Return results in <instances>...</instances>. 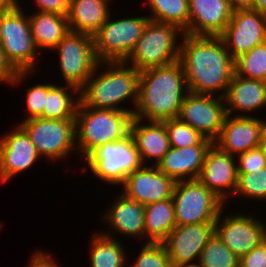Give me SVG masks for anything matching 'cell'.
I'll list each match as a JSON object with an SVG mask.
<instances>
[{
	"mask_svg": "<svg viewBox=\"0 0 266 267\" xmlns=\"http://www.w3.org/2000/svg\"><path fill=\"white\" fill-rule=\"evenodd\" d=\"M179 60L189 92L225 96L235 68L221 36L184 34Z\"/></svg>",
	"mask_w": 266,
	"mask_h": 267,
	"instance_id": "cell-1",
	"label": "cell"
},
{
	"mask_svg": "<svg viewBox=\"0 0 266 267\" xmlns=\"http://www.w3.org/2000/svg\"><path fill=\"white\" fill-rule=\"evenodd\" d=\"M189 93L180 60L140 72L138 101L134 117L144 121H165L178 117Z\"/></svg>",
	"mask_w": 266,
	"mask_h": 267,
	"instance_id": "cell-2",
	"label": "cell"
},
{
	"mask_svg": "<svg viewBox=\"0 0 266 267\" xmlns=\"http://www.w3.org/2000/svg\"><path fill=\"white\" fill-rule=\"evenodd\" d=\"M139 76L140 71L126 62H99L79 89L78 106L114 109L133 114L138 101ZM127 100H131L133 108L131 104L130 107L123 106Z\"/></svg>",
	"mask_w": 266,
	"mask_h": 267,
	"instance_id": "cell-3",
	"label": "cell"
},
{
	"mask_svg": "<svg viewBox=\"0 0 266 267\" xmlns=\"http://www.w3.org/2000/svg\"><path fill=\"white\" fill-rule=\"evenodd\" d=\"M134 115L114 109L78 106L75 116L76 148L85 160L99 146L131 134Z\"/></svg>",
	"mask_w": 266,
	"mask_h": 267,
	"instance_id": "cell-4",
	"label": "cell"
},
{
	"mask_svg": "<svg viewBox=\"0 0 266 267\" xmlns=\"http://www.w3.org/2000/svg\"><path fill=\"white\" fill-rule=\"evenodd\" d=\"M184 34L174 25L149 20L125 62L140 72L173 63L180 58Z\"/></svg>",
	"mask_w": 266,
	"mask_h": 267,
	"instance_id": "cell-5",
	"label": "cell"
},
{
	"mask_svg": "<svg viewBox=\"0 0 266 267\" xmlns=\"http://www.w3.org/2000/svg\"><path fill=\"white\" fill-rule=\"evenodd\" d=\"M21 1L17 9L0 13V47L17 71L36 72L41 52L32 38L29 10L21 6Z\"/></svg>",
	"mask_w": 266,
	"mask_h": 267,
	"instance_id": "cell-6",
	"label": "cell"
},
{
	"mask_svg": "<svg viewBox=\"0 0 266 267\" xmlns=\"http://www.w3.org/2000/svg\"><path fill=\"white\" fill-rule=\"evenodd\" d=\"M84 162L82 172L90 171L91 175L110 186H120L126 176L143 165L131 134L120 141L99 146Z\"/></svg>",
	"mask_w": 266,
	"mask_h": 267,
	"instance_id": "cell-7",
	"label": "cell"
},
{
	"mask_svg": "<svg viewBox=\"0 0 266 267\" xmlns=\"http://www.w3.org/2000/svg\"><path fill=\"white\" fill-rule=\"evenodd\" d=\"M111 14L93 36L95 53L99 62H125L150 18L147 15L119 16L114 20Z\"/></svg>",
	"mask_w": 266,
	"mask_h": 267,
	"instance_id": "cell-8",
	"label": "cell"
},
{
	"mask_svg": "<svg viewBox=\"0 0 266 267\" xmlns=\"http://www.w3.org/2000/svg\"><path fill=\"white\" fill-rule=\"evenodd\" d=\"M18 124L29 135L39 155L44 161L52 162L71 157L77 151L75 119L32 118ZM75 150V151H74Z\"/></svg>",
	"mask_w": 266,
	"mask_h": 267,
	"instance_id": "cell-9",
	"label": "cell"
},
{
	"mask_svg": "<svg viewBox=\"0 0 266 267\" xmlns=\"http://www.w3.org/2000/svg\"><path fill=\"white\" fill-rule=\"evenodd\" d=\"M172 199L176 226L216 222L226 206L198 179L176 182Z\"/></svg>",
	"mask_w": 266,
	"mask_h": 267,
	"instance_id": "cell-10",
	"label": "cell"
},
{
	"mask_svg": "<svg viewBox=\"0 0 266 267\" xmlns=\"http://www.w3.org/2000/svg\"><path fill=\"white\" fill-rule=\"evenodd\" d=\"M58 55V71L65 84L80 89L97 67V59L93 37L69 31L52 50Z\"/></svg>",
	"mask_w": 266,
	"mask_h": 267,
	"instance_id": "cell-11",
	"label": "cell"
},
{
	"mask_svg": "<svg viewBox=\"0 0 266 267\" xmlns=\"http://www.w3.org/2000/svg\"><path fill=\"white\" fill-rule=\"evenodd\" d=\"M225 208L226 206L217 217L215 233L240 258L266 240V223L263 219L256 218L255 214H242L239 209L224 216Z\"/></svg>",
	"mask_w": 266,
	"mask_h": 267,
	"instance_id": "cell-12",
	"label": "cell"
},
{
	"mask_svg": "<svg viewBox=\"0 0 266 267\" xmlns=\"http://www.w3.org/2000/svg\"><path fill=\"white\" fill-rule=\"evenodd\" d=\"M227 115L224 97L189 92L183 100L178 117L214 142Z\"/></svg>",
	"mask_w": 266,
	"mask_h": 267,
	"instance_id": "cell-13",
	"label": "cell"
},
{
	"mask_svg": "<svg viewBox=\"0 0 266 267\" xmlns=\"http://www.w3.org/2000/svg\"><path fill=\"white\" fill-rule=\"evenodd\" d=\"M214 233L215 222L176 226L162 242L172 267L197 265Z\"/></svg>",
	"mask_w": 266,
	"mask_h": 267,
	"instance_id": "cell-14",
	"label": "cell"
},
{
	"mask_svg": "<svg viewBox=\"0 0 266 267\" xmlns=\"http://www.w3.org/2000/svg\"><path fill=\"white\" fill-rule=\"evenodd\" d=\"M220 36L235 60L266 41V15L254 9L233 11L230 22Z\"/></svg>",
	"mask_w": 266,
	"mask_h": 267,
	"instance_id": "cell-15",
	"label": "cell"
},
{
	"mask_svg": "<svg viewBox=\"0 0 266 267\" xmlns=\"http://www.w3.org/2000/svg\"><path fill=\"white\" fill-rule=\"evenodd\" d=\"M39 159L42 158L29 135L19 124L0 135V183L31 169Z\"/></svg>",
	"mask_w": 266,
	"mask_h": 267,
	"instance_id": "cell-16",
	"label": "cell"
},
{
	"mask_svg": "<svg viewBox=\"0 0 266 267\" xmlns=\"http://www.w3.org/2000/svg\"><path fill=\"white\" fill-rule=\"evenodd\" d=\"M198 180L227 205L237 188L236 156L212 144L206 153Z\"/></svg>",
	"mask_w": 266,
	"mask_h": 267,
	"instance_id": "cell-17",
	"label": "cell"
},
{
	"mask_svg": "<svg viewBox=\"0 0 266 267\" xmlns=\"http://www.w3.org/2000/svg\"><path fill=\"white\" fill-rule=\"evenodd\" d=\"M175 181L157 166L142 165L126 176L121 192L142 205L172 198Z\"/></svg>",
	"mask_w": 266,
	"mask_h": 267,
	"instance_id": "cell-18",
	"label": "cell"
},
{
	"mask_svg": "<svg viewBox=\"0 0 266 267\" xmlns=\"http://www.w3.org/2000/svg\"><path fill=\"white\" fill-rule=\"evenodd\" d=\"M114 201L102 212V222L106 223V231L101 233L105 236L115 238L116 235L124 236V239H138L137 241L145 244V228H144V205L129 199L122 192L116 195ZM115 235V236H114Z\"/></svg>",
	"mask_w": 266,
	"mask_h": 267,
	"instance_id": "cell-19",
	"label": "cell"
},
{
	"mask_svg": "<svg viewBox=\"0 0 266 267\" xmlns=\"http://www.w3.org/2000/svg\"><path fill=\"white\" fill-rule=\"evenodd\" d=\"M228 114L218 138L213 142L221 151L237 156L261 144V118Z\"/></svg>",
	"mask_w": 266,
	"mask_h": 267,
	"instance_id": "cell-20",
	"label": "cell"
},
{
	"mask_svg": "<svg viewBox=\"0 0 266 267\" xmlns=\"http://www.w3.org/2000/svg\"><path fill=\"white\" fill-rule=\"evenodd\" d=\"M232 13L228 0H189L188 34L220 36Z\"/></svg>",
	"mask_w": 266,
	"mask_h": 267,
	"instance_id": "cell-21",
	"label": "cell"
},
{
	"mask_svg": "<svg viewBox=\"0 0 266 267\" xmlns=\"http://www.w3.org/2000/svg\"><path fill=\"white\" fill-rule=\"evenodd\" d=\"M224 99L227 114L254 116L252 113L266 107V81L244 78L234 72Z\"/></svg>",
	"mask_w": 266,
	"mask_h": 267,
	"instance_id": "cell-22",
	"label": "cell"
},
{
	"mask_svg": "<svg viewBox=\"0 0 266 267\" xmlns=\"http://www.w3.org/2000/svg\"><path fill=\"white\" fill-rule=\"evenodd\" d=\"M131 135L134 137L143 165L152 164L157 166L165 153L171 148L163 122L144 121L134 117L131 123Z\"/></svg>",
	"mask_w": 266,
	"mask_h": 267,
	"instance_id": "cell-23",
	"label": "cell"
},
{
	"mask_svg": "<svg viewBox=\"0 0 266 267\" xmlns=\"http://www.w3.org/2000/svg\"><path fill=\"white\" fill-rule=\"evenodd\" d=\"M210 146L171 147L158 163L157 168L175 182L196 180L201 173Z\"/></svg>",
	"mask_w": 266,
	"mask_h": 267,
	"instance_id": "cell-24",
	"label": "cell"
},
{
	"mask_svg": "<svg viewBox=\"0 0 266 267\" xmlns=\"http://www.w3.org/2000/svg\"><path fill=\"white\" fill-rule=\"evenodd\" d=\"M110 0H70L67 15L72 32L94 36L112 12Z\"/></svg>",
	"mask_w": 266,
	"mask_h": 267,
	"instance_id": "cell-25",
	"label": "cell"
},
{
	"mask_svg": "<svg viewBox=\"0 0 266 267\" xmlns=\"http://www.w3.org/2000/svg\"><path fill=\"white\" fill-rule=\"evenodd\" d=\"M30 30L39 50L52 51L70 31L67 16L56 13L28 12Z\"/></svg>",
	"mask_w": 266,
	"mask_h": 267,
	"instance_id": "cell-26",
	"label": "cell"
},
{
	"mask_svg": "<svg viewBox=\"0 0 266 267\" xmlns=\"http://www.w3.org/2000/svg\"><path fill=\"white\" fill-rule=\"evenodd\" d=\"M175 227L172 198L144 206L145 243H162Z\"/></svg>",
	"mask_w": 266,
	"mask_h": 267,
	"instance_id": "cell-27",
	"label": "cell"
},
{
	"mask_svg": "<svg viewBox=\"0 0 266 267\" xmlns=\"http://www.w3.org/2000/svg\"><path fill=\"white\" fill-rule=\"evenodd\" d=\"M90 238V267H127L130 257L120 238H111L97 231ZM127 253V254H126Z\"/></svg>",
	"mask_w": 266,
	"mask_h": 267,
	"instance_id": "cell-28",
	"label": "cell"
},
{
	"mask_svg": "<svg viewBox=\"0 0 266 267\" xmlns=\"http://www.w3.org/2000/svg\"><path fill=\"white\" fill-rule=\"evenodd\" d=\"M80 102L79 89L69 84H54L48 91L43 114L45 119H75Z\"/></svg>",
	"mask_w": 266,
	"mask_h": 267,
	"instance_id": "cell-29",
	"label": "cell"
},
{
	"mask_svg": "<svg viewBox=\"0 0 266 267\" xmlns=\"http://www.w3.org/2000/svg\"><path fill=\"white\" fill-rule=\"evenodd\" d=\"M152 21L171 24L188 34L189 0H145Z\"/></svg>",
	"mask_w": 266,
	"mask_h": 267,
	"instance_id": "cell-30",
	"label": "cell"
},
{
	"mask_svg": "<svg viewBox=\"0 0 266 267\" xmlns=\"http://www.w3.org/2000/svg\"><path fill=\"white\" fill-rule=\"evenodd\" d=\"M234 68L241 77L266 81V41L237 57Z\"/></svg>",
	"mask_w": 266,
	"mask_h": 267,
	"instance_id": "cell-31",
	"label": "cell"
},
{
	"mask_svg": "<svg viewBox=\"0 0 266 267\" xmlns=\"http://www.w3.org/2000/svg\"><path fill=\"white\" fill-rule=\"evenodd\" d=\"M239 257L214 233L202 250L200 267H239Z\"/></svg>",
	"mask_w": 266,
	"mask_h": 267,
	"instance_id": "cell-32",
	"label": "cell"
},
{
	"mask_svg": "<svg viewBox=\"0 0 266 267\" xmlns=\"http://www.w3.org/2000/svg\"><path fill=\"white\" fill-rule=\"evenodd\" d=\"M165 124L170 147L184 148L192 145H212L211 140L206 139L197 130L192 128L179 117L162 121Z\"/></svg>",
	"mask_w": 266,
	"mask_h": 267,
	"instance_id": "cell-33",
	"label": "cell"
},
{
	"mask_svg": "<svg viewBox=\"0 0 266 267\" xmlns=\"http://www.w3.org/2000/svg\"><path fill=\"white\" fill-rule=\"evenodd\" d=\"M235 196L249 201L266 202V167L251 173L238 174ZM260 201V202H259Z\"/></svg>",
	"mask_w": 266,
	"mask_h": 267,
	"instance_id": "cell-34",
	"label": "cell"
},
{
	"mask_svg": "<svg viewBox=\"0 0 266 267\" xmlns=\"http://www.w3.org/2000/svg\"><path fill=\"white\" fill-rule=\"evenodd\" d=\"M137 256L127 267H172L162 243H143Z\"/></svg>",
	"mask_w": 266,
	"mask_h": 267,
	"instance_id": "cell-35",
	"label": "cell"
},
{
	"mask_svg": "<svg viewBox=\"0 0 266 267\" xmlns=\"http://www.w3.org/2000/svg\"><path fill=\"white\" fill-rule=\"evenodd\" d=\"M55 84H51V82H45V83H37L33 84L29 88L25 89L26 91V99L24 100V103L26 106V116L25 120L32 119V118H38L43 114L44 105L46 102V96L48 94L49 89ZM26 101V102H25Z\"/></svg>",
	"mask_w": 266,
	"mask_h": 267,
	"instance_id": "cell-36",
	"label": "cell"
},
{
	"mask_svg": "<svg viewBox=\"0 0 266 267\" xmlns=\"http://www.w3.org/2000/svg\"><path fill=\"white\" fill-rule=\"evenodd\" d=\"M237 173H251L266 167V156L262 148L250 149L236 156Z\"/></svg>",
	"mask_w": 266,
	"mask_h": 267,
	"instance_id": "cell-37",
	"label": "cell"
},
{
	"mask_svg": "<svg viewBox=\"0 0 266 267\" xmlns=\"http://www.w3.org/2000/svg\"><path fill=\"white\" fill-rule=\"evenodd\" d=\"M31 74H35V71H17L6 59V56L0 47V84L4 83L8 86L12 85L19 87L23 81H26L28 78L27 76L31 77Z\"/></svg>",
	"mask_w": 266,
	"mask_h": 267,
	"instance_id": "cell-38",
	"label": "cell"
},
{
	"mask_svg": "<svg viewBox=\"0 0 266 267\" xmlns=\"http://www.w3.org/2000/svg\"><path fill=\"white\" fill-rule=\"evenodd\" d=\"M239 267H266V240L239 259Z\"/></svg>",
	"mask_w": 266,
	"mask_h": 267,
	"instance_id": "cell-39",
	"label": "cell"
},
{
	"mask_svg": "<svg viewBox=\"0 0 266 267\" xmlns=\"http://www.w3.org/2000/svg\"><path fill=\"white\" fill-rule=\"evenodd\" d=\"M36 11L56 13L67 16L70 0H33ZM38 9V10H37Z\"/></svg>",
	"mask_w": 266,
	"mask_h": 267,
	"instance_id": "cell-40",
	"label": "cell"
},
{
	"mask_svg": "<svg viewBox=\"0 0 266 267\" xmlns=\"http://www.w3.org/2000/svg\"><path fill=\"white\" fill-rule=\"evenodd\" d=\"M52 253L41 249H37L33 251L31 259L29 258V265L27 267H60L56 261V258L54 256V259Z\"/></svg>",
	"mask_w": 266,
	"mask_h": 267,
	"instance_id": "cell-41",
	"label": "cell"
},
{
	"mask_svg": "<svg viewBox=\"0 0 266 267\" xmlns=\"http://www.w3.org/2000/svg\"><path fill=\"white\" fill-rule=\"evenodd\" d=\"M233 11L253 9L255 0H228Z\"/></svg>",
	"mask_w": 266,
	"mask_h": 267,
	"instance_id": "cell-42",
	"label": "cell"
},
{
	"mask_svg": "<svg viewBox=\"0 0 266 267\" xmlns=\"http://www.w3.org/2000/svg\"><path fill=\"white\" fill-rule=\"evenodd\" d=\"M20 6V0H0V13L17 9Z\"/></svg>",
	"mask_w": 266,
	"mask_h": 267,
	"instance_id": "cell-43",
	"label": "cell"
},
{
	"mask_svg": "<svg viewBox=\"0 0 266 267\" xmlns=\"http://www.w3.org/2000/svg\"><path fill=\"white\" fill-rule=\"evenodd\" d=\"M253 9L259 11L261 14L266 15V0H255Z\"/></svg>",
	"mask_w": 266,
	"mask_h": 267,
	"instance_id": "cell-44",
	"label": "cell"
},
{
	"mask_svg": "<svg viewBox=\"0 0 266 267\" xmlns=\"http://www.w3.org/2000/svg\"><path fill=\"white\" fill-rule=\"evenodd\" d=\"M260 136H261V142H266V118L265 117L263 119L261 118Z\"/></svg>",
	"mask_w": 266,
	"mask_h": 267,
	"instance_id": "cell-45",
	"label": "cell"
},
{
	"mask_svg": "<svg viewBox=\"0 0 266 267\" xmlns=\"http://www.w3.org/2000/svg\"><path fill=\"white\" fill-rule=\"evenodd\" d=\"M260 147L262 148L264 155L266 156V142H261Z\"/></svg>",
	"mask_w": 266,
	"mask_h": 267,
	"instance_id": "cell-46",
	"label": "cell"
},
{
	"mask_svg": "<svg viewBox=\"0 0 266 267\" xmlns=\"http://www.w3.org/2000/svg\"><path fill=\"white\" fill-rule=\"evenodd\" d=\"M179 267H200V266L197 264V265H188V266H179Z\"/></svg>",
	"mask_w": 266,
	"mask_h": 267,
	"instance_id": "cell-47",
	"label": "cell"
}]
</instances>
